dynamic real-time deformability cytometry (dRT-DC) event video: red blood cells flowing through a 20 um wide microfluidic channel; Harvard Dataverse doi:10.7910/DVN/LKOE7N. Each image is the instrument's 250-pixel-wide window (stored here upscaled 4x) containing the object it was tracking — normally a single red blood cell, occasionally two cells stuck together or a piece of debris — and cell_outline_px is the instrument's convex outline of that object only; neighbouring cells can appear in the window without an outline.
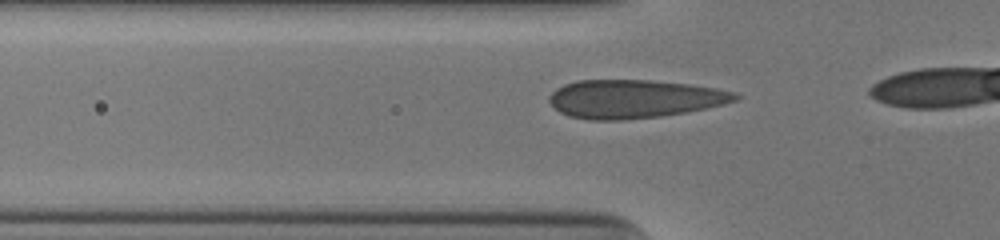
{"species": "human", "species_latin": "Homo sapiens", "temperature_condition": "cold", "stored_images_in_passage": 13, "camera_frame_rate_fps": 3000, "um_per_image_px": 0.085, "donor": {"sex": "male"}, "frame": {"image": 1, "passage_image": 7, "time_ms": 2.0, "image_size_px": [1000, 240], "cell_outline_px": [[740, 96], [736, 100], [724, 104], [684, 112], [660, 116], [620, 120], [588, 120], [568, 116], [560, 112], [548, 100], [548, 96], [556, 88], [564, 84], [576, 80], [648, 80], [688, 84], [716, 88], [732, 92]], "centroid_in_image_um": [53.85, 8.4], "position_along_channel_um": 72.0, "area_um2": 41.38}}
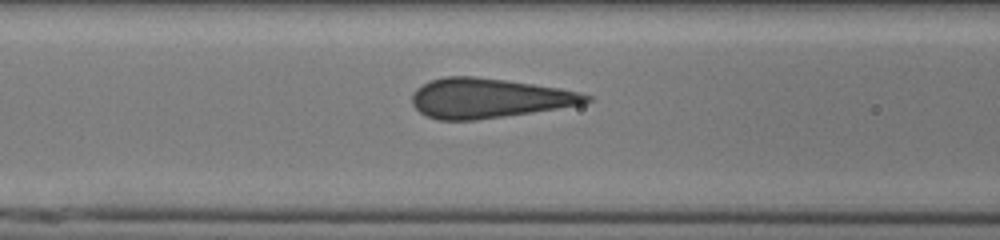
{"frame": {"image": 2, "passage_image": 11, "time_ms": 3.333, "image_size_px": [1000, 240], "cell_outline_px": [[592, 100], [580, 104], [556, 108], [472, 120], [440, 120], [428, 116], [420, 112], [412, 104], [412, 96], [416, 88], [432, 80], [444, 76], [472, 76], [504, 80], [560, 88], [592, 96]], "centroid_in_image_um": [41.48, 8.33], "position_along_channel_um": 125.1, "area_um2": 39.42}}